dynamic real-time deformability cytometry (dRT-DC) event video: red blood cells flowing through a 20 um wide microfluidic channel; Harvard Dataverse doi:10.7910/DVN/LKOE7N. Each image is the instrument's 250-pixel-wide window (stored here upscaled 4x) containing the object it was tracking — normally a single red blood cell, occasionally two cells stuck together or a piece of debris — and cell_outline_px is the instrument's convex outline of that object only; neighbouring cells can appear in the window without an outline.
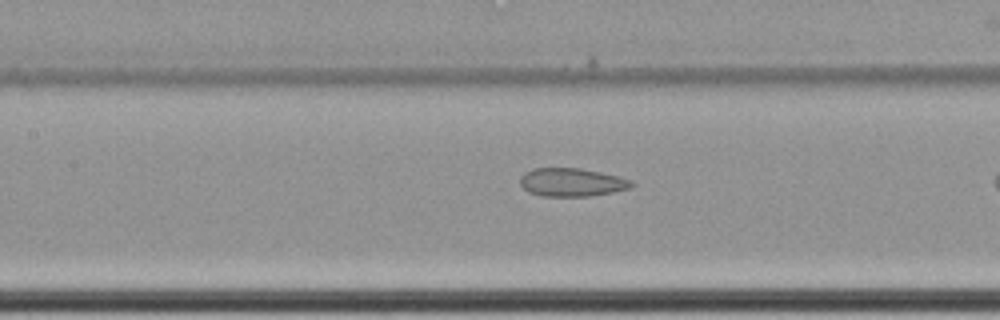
{"species": "common noctule bat (a hibernating species)", "species_latin": "Nyctalus noctula", "temperature_condition": "cold", "stored_images_in_passage": 22, "camera_frame_rate_fps": 3000, "um_per_image_px": 0.085, "animal": {"sex": "female", "body_mass_g": 22.7, "forearm_length_mm": 54.2}, "frame": {"image": 1, "passage_image": 13, "time_ms": 4.0, "image_size_px": [1000, 320], "cell_outline_px": [[636, 184], [632, 188], [612, 192], [588, 196], [540, 196], [528, 192], [520, 184], [520, 176], [524, 172], [532, 168], [580, 168], [620, 176], [632, 180]], "centroid_in_image_um": [48.61, 15.49], "position_along_channel_um": 158.8, "area_um2": 18.61}}